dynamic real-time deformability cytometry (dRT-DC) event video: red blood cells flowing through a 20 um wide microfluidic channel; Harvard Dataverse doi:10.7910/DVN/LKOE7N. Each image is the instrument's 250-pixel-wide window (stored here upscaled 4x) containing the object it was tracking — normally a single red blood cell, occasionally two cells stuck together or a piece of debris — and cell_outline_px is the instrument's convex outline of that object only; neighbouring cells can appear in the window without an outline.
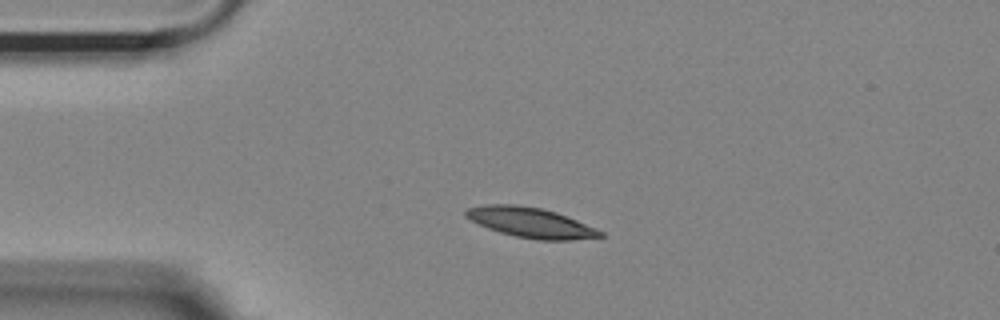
{"species": "Egyptian fruit bat (a non-hibernating species)", "species_latin": "Rousettus aegyptiacus", "temperature_condition": "room temperature", "stored_images_in_passage": 36, "camera_frame_rate_fps": 3000, "um_per_image_px": 0.085, "animal": {"sex": "female"}, "frame": {"image": 1, "passage_image": 1, "time_ms": 0.0, "image_size_px": [1000, 320], "cell_outline_px": [[604, 236], [572, 240], [540, 240], [516, 236], [500, 232], [488, 228], [464, 216], [464, 212], [468, 208], [488, 204], [516, 204], [540, 208], [556, 212], [576, 220], [604, 232]], "centroid_in_image_um": [45.1, 18.91], "position_along_channel_um": 39.9, "area_um2": 23.24}}
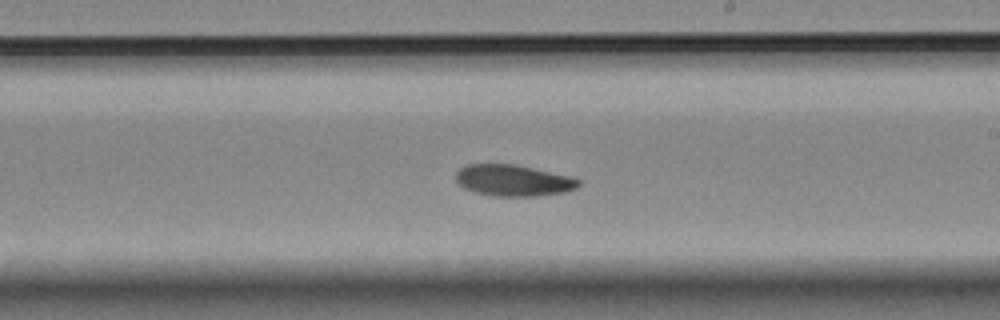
{"frame": {"image": 2, "passage_image": 20, "time_ms": 6.333, "image_size_px": [1000, 320], "cell_outline_px": [[580, 184], [576, 188], [564, 192], [536, 196], [492, 196], [476, 192], [464, 188], [456, 180], [456, 172], [460, 168], [468, 164], [516, 164], [572, 176], [580, 180]], "centroid_in_image_um": [43.65, 15.33], "position_along_channel_um": 245.4, "area_um2": 22.48}}
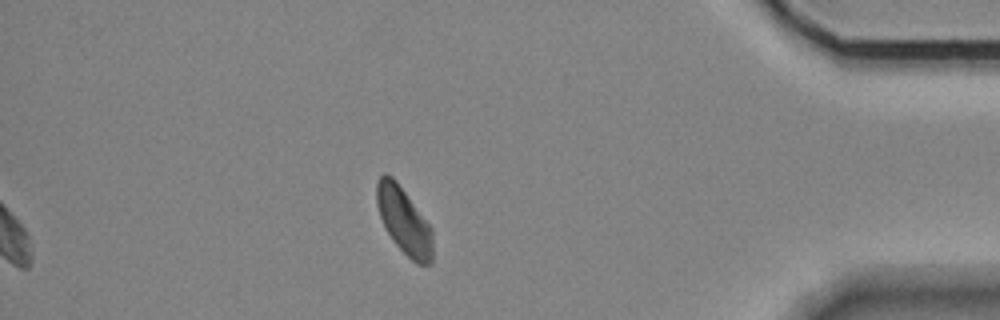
{"frame": {"image": 3, "passage_image": 36, "time_ms": 11.667, "image_size_px": [1000, 320], "cell_outline_px": [[432, 264], [416, 264], [392, 240], [380, 216], [376, 204], [376, 184], [380, 176], [384, 172], [392, 176], [396, 180], [432, 228]], "centroid_in_image_um": [34.33, 18.75], "position_along_channel_um": 400.9, "area_um2": 21.56}, "authors_computed_cell_mechanics": {"area_um2": 22.7732, "velocity_mm_per_s": 3.6461, "shape_relaxation_time_tau1_ms": 5.2491, "shape_relaxation_time_tau2_ms": null, "deformation_change_tau1": 0.1157, "deformation_change_tau2": null}}